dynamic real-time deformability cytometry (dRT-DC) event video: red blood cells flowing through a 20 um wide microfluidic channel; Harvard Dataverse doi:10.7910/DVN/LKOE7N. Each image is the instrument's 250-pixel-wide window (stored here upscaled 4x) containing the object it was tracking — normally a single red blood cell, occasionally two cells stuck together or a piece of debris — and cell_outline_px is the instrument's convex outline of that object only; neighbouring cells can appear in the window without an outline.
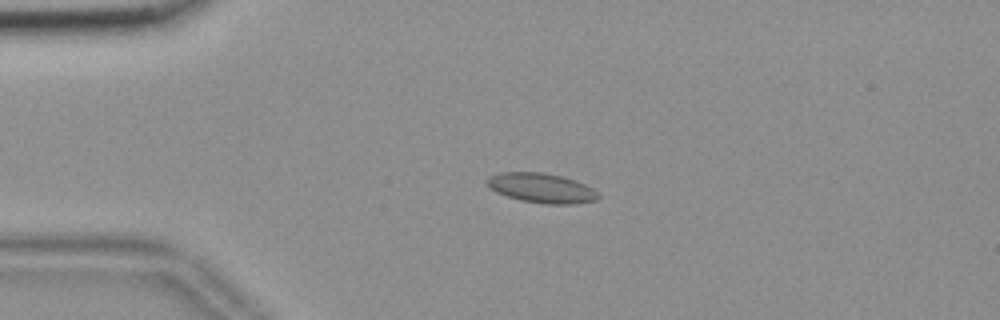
{"species": "common noctule bat (a hibernating species)", "species_latin": "Nyctalus noctula", "temperature_condition": "room temperature", "stored_images_in_passage": 57, "camera_frame_rate_fps": 3000, "um_per_image_px": 0.085, "animal": {"sex": "female", "body_mass_g": 18.4}, "frame": {"image": 1, "passage_image": 14, "time_ms": 4.333, "image_size_px": [1000, 320], "cell_outline_px": [[600, 196], [596, 200], [572, 204], [544, 204], [520, 200], [496, 192], [488, 188], [484, 180], [488, 176], [500, 172], [544, 172], [576, 180], [592, 188]], "centroid_in_image_um": [45.97, 15.97], "position_along_channel_um": 39.0, "area_um2": 19.36}}
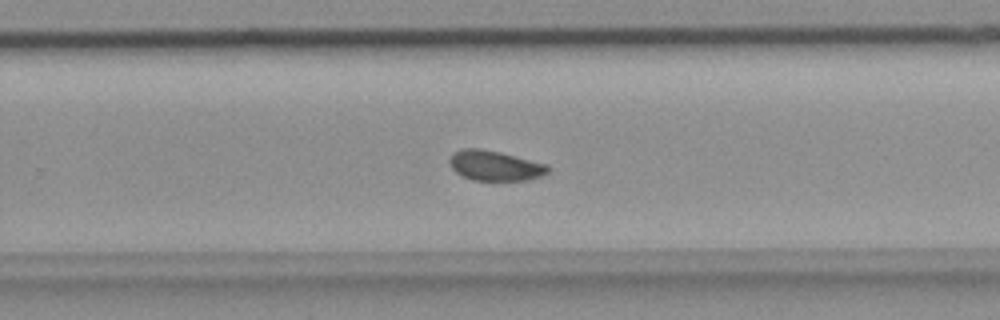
{"frame": {"image": 2, "passage_image": 37, "time_ms": 12.0, "image_size_px": [1000, 320], "cell_outline_px": [[552, 168], [548, 172], [540, 176], [528, 180], [472, 180], [460, 176], [452, 168], [448, 160], [452, 152], [464, 148], [480, 148], [500, 152], [548, 164]], "centroid_in_image_um": [42.06, 14.07], "position_along_channel_um": 287.7, "area_um2": 17.46}}
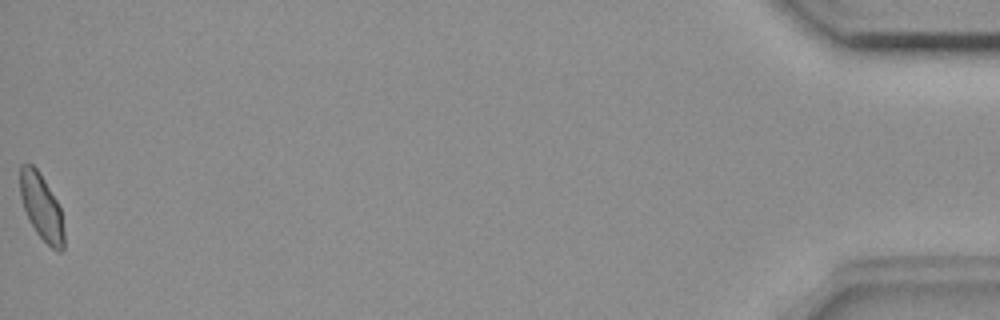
{"frame": {"image": 3, "passage_image": 57, "time_ms": 18.667, "image_size_px": [1000, 320], "cell_outline_px": [[64, 248], [60, 252], [52, 248], [36, 232], [28, 220], [20, 196], [20, 164], [32, 164], [40, 172], [56, 200], [60, 208], [64, 232]], "centroid_in_image_um": [3.52, 17.59], "position_along_channel_um": 431.7, "area_um2": 16.82}, "authors_computed_cell_mechanics": {"area_um2": 17.6868, "velocity_mm_per_s": 3.6485, "shape_relaxation_time_tau1_ms": null, "shape_relaxation_time_tau2_ms": 0.8024, "deformation_change_tau1": null, "deformation_change_tau2": 0.0455}}